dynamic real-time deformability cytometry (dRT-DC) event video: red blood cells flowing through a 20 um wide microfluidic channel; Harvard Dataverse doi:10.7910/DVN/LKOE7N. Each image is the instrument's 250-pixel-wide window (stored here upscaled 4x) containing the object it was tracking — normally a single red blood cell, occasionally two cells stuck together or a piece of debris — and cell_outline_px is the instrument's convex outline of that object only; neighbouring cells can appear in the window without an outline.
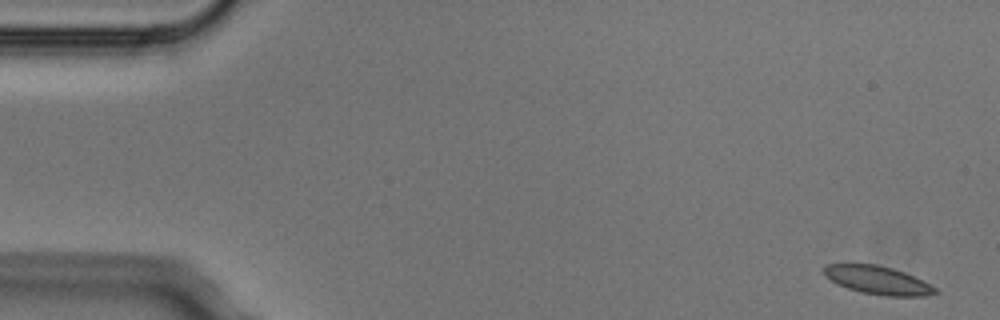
{"species": "Egyptian fruit bat (a non-hibernating species)", "species_latin": "Rousettus aegyptiacus", "temperature_condition": "cold", "stored_images_in_passage": 5, "camera_frame_rate_fps": 3000, "um_per_image_px": 0.085, "animal": {"sex": "male"}, "frame": {"image": 1, "passage_image": 1, "time_ms": 0.0, "image_size_px": [1000, 320], "cell_outline_px": [[940, 292], [924, 296], [884, 296], [860, 292], [836, 284], [824, 276], [824, 268], [828, 264], [876, 264], [892, 268], [904, 272], [936, 288]], "centroid_in_image_um": [74.58, 23.82], "position_along_channel_um": 10.4, "area_um2": 18.21}}